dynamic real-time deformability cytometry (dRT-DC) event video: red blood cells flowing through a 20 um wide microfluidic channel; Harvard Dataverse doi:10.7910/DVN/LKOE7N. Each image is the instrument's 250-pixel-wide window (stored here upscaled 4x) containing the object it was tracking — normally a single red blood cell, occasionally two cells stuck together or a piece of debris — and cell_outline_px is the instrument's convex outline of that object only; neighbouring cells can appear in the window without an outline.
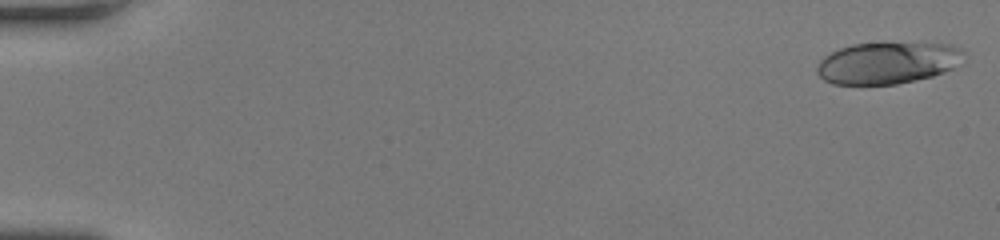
{"species": "human", "species_latin": "Homo sapiens", "temperature_condition": "room temperature", "stored_images_in_passage": 3, "camera_frame_rate_fps": 3000, "um_per_image_px": 0.085, "donor": {"sex": "female"}, "frame": {"image": 1, "passage_image": 1, "time_ms": 0.0, "image_size_px": [1000, 240], "cell_outline_px": [[964, 52], [952, 68], [944, 72], [932, 76], [896, 84], [832, 84], [824, 80], [816, 72], [816, 68], [820, 60], [824, 56], [840, 48], [852, 44], [880, 40], [920, 40], [952, 44], [960, 48]], "centroid_in_image_um": [75.45, 5.26], "position_along_channel_um": 9.6, "area_um2": 37.05}}